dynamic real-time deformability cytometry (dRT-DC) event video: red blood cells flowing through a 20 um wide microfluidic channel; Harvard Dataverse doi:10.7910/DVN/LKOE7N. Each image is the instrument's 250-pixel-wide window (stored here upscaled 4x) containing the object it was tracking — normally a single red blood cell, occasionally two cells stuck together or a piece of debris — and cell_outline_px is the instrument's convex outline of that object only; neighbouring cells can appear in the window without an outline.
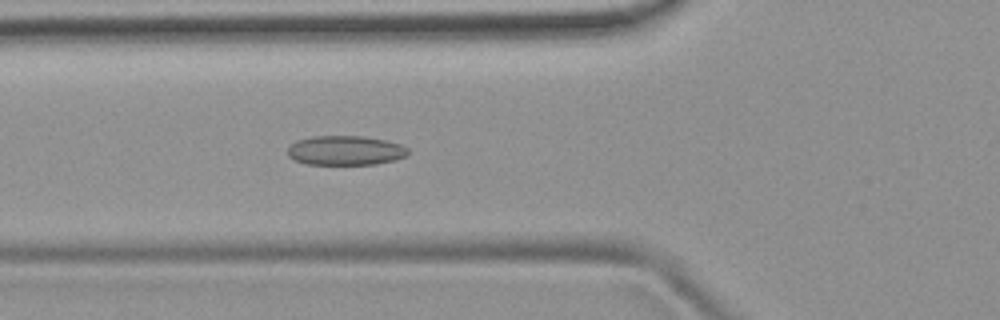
{"species": "common noctule bat (a hibernating species)", "species_latin": "Nyctalus noctula", "temperature_condition": "room temperature", "stored_images_in_passage": 52, "camera_frame_rate_fps": 3000, "um_per_image_px": 0.085, "animal": {"sex": "female", "body_mass_g": 19.9}, "frame": {"image": 1, "passage_image": 19, "time_ms": 6.0, "image_size_px": [1000, 320], "cell_outline_px": [[408, 156], [396, 160], [376, 164], [304, 164], [288, 156], [288, 148], [296, 140], [312, 136], [364, 136], [384, 140], [400, 144], [408, 148]], "centroid_in_image_um": [29.37, 12.79], "position_along_channel_um": 96.4, "area_um2": 20.75}}
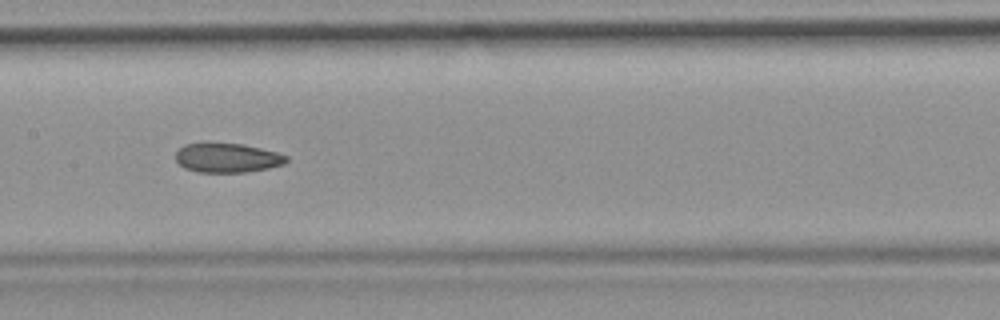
{"frame": {"image": 2, "passage_image": 26, "time_ms": 8.333, "image_size_px": [1000, 320], "cell_outline_px": [[288, 160], [284, 164], [268, 168], [244, 172], [200, 172], [184, 168], [176, 160], [176, 152], [184, 144], [244, 144], [276, 152], [288, 156]], "centroid_in_image_um": [19.33, 13.43], "position_along_channel_um": 188.1, "area_um2": 18.61}}
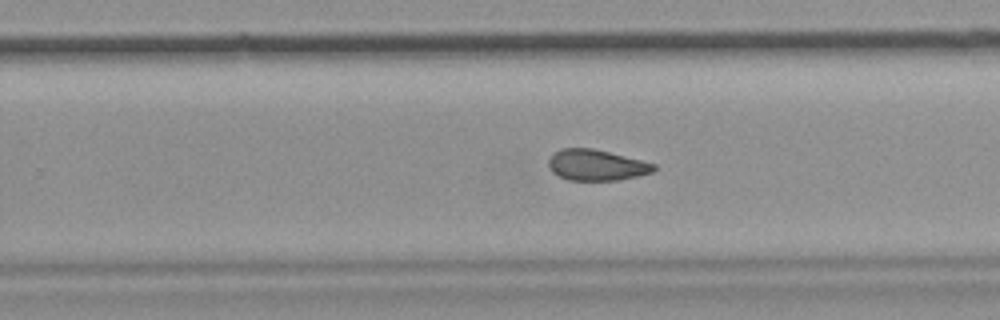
{"frame": {"image": 3, "passage_image": 33, "time_ms": 10.667, "image_size_px": [1000, 320], "cell_outline_px": [[656, 168], [652, 172], [636, 176], [616, 180], [568, 180], [552, 172], [548, 164], [548, 160], [560, 148], [592, 148], [656, 164]], "centroid_in_image_um": [50.67, 14.03], "position_along_channel_um": 279.1, "area_um2": 18.67}, "authors_computed_cell_mechanics": {"area_um2": 20.2878, "velocity_mm_per_s": 3.9227, "shape_relaxation_time_tau1_ms": null, "shape_relaxation_time_tau2_ms": 2.7521, "deformation_change_tau1": null, "deformation_change_tau2": 0.091}}